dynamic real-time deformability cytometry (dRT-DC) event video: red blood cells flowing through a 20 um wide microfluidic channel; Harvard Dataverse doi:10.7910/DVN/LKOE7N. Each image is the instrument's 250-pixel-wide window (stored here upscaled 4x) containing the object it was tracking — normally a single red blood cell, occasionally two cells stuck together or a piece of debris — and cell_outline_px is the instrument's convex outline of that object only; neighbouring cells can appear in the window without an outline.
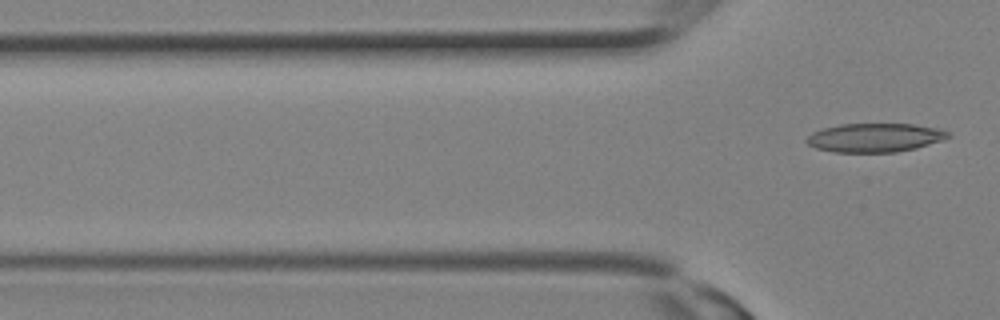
{"species": "Egyptian fruit bat (a non-hibernating species)", "species_latin": "Rousettus aegyptiacus", "temperature_condition": "room temperature", "stored_images_in_passage": 4, "camera_frame_rate_fps": 3000, "um_per_image_px": 0.085, "animal": {"sex": "female"}, "frame": {"image": 1, "passage_image": 4, "time_ms": 1.0, "image_size_px": [1000, 320], "cell_outline_px": [[952, 136], [916, 148], [896, 152], [832, 152], [816, 148], [808, 144], [804, 140], [812, 132], [824, 128], [840, 124], [912, 124], [940, 128], [948, 132]], "centroid_in_image_um": [74.34, 11.7], "position_along_channel_um": 51.5, "area_um2": 23.7}}